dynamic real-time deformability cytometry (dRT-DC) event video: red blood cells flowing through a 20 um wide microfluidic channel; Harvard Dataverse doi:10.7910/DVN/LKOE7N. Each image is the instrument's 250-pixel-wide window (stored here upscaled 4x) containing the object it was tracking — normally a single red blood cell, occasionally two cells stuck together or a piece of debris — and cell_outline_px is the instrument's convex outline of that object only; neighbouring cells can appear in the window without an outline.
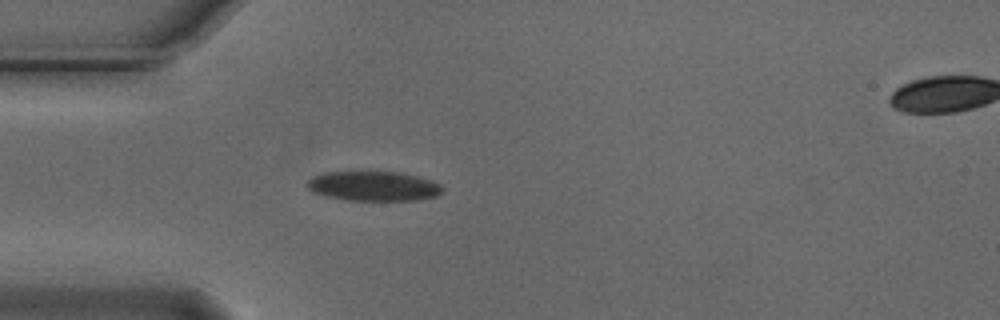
{"species": "Egyptian fruit bat (a non-hibernating species)", "species_latin": "Rousettus aegyptiacus", "temperature_condition": "cold", "stored_images_in_passage": 40, "camera_frame_rate_fps": 3000, "um_per_image_px": 0.085, "animal": {"sex": "male"}, "frame": {"image": 1, "passage_image": 1, "time_ms": 0.0, "image_size_px": [1000, 320], "cell_outline_px": [[444, 192], [436, 196], [416, 200], [344, 200], [312, 192], [304, 184], [312, 176], [324, 172], [400, 172], [432, 180], [440, 184], [444, 188]], "centroid_in_image_um": [31.75, 15.82], "position_along_channel_um": 53.3, "area_um2": 23.52}}
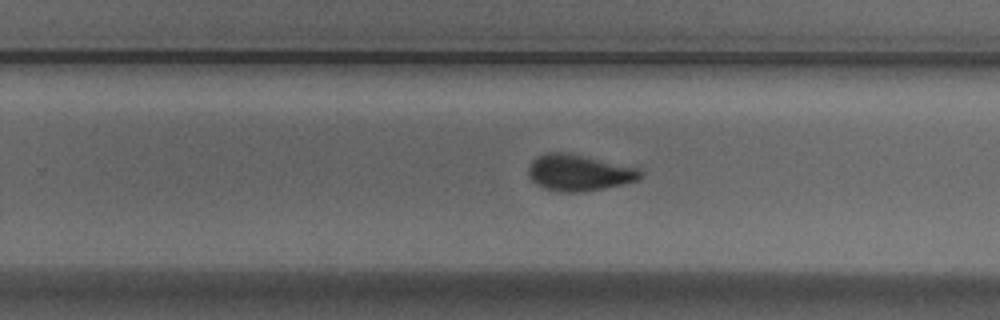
{"frame": {"image": 2, "passage_image": 20, "time_ms": 6.333, "image_size_px": [1000, 320], "cell_outline_px": [[644, 176], [640, 180], [584, 192], [556, 192], [544, 188], [536, 184], [528, 176], [528, 168], [532, 160], [536, 156], [548, 152], [568, 152], [640, 168], [644, 172]], "centroid_in_image_um": [49.23, 14.67], "position_along_channel_um": 280.6, "area_um2": 24.1}}
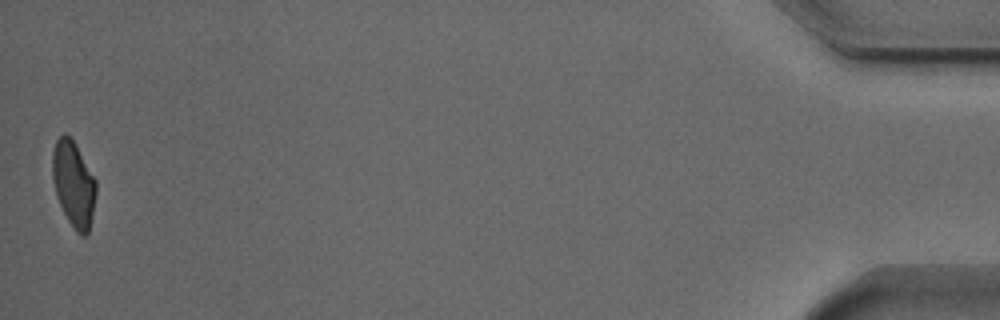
{"frame": {"image": 3, "passage_image": 40, "time_ms": 13.0, "image_size_px": [1000, 320], "cell_outline_px": [[96, 192], [92, 216], [88, 232], [84, 236], [80, 236], [76, 232], [68, 220], [56, 196], [52, 176], [52, 152], [56, 140], [64, 132], [76, 144], [96, 180]], "centroid_in_image_um": [6.25, 15.63], "position_along_channel_um": 429.0, "area_um2": 21.73}, "authors_computed_cell_mechanics": {"area_um2": 23.6113, "velocity_mm_per_s": 3.7128, "shape_relaxation_time_tau1_ms": 4.7104, "shape_relaxation_time_tau2_ms": 1.3207, "deformation_change_tau1": 0.1321, "deformation_change_tau2": 0.0556}}